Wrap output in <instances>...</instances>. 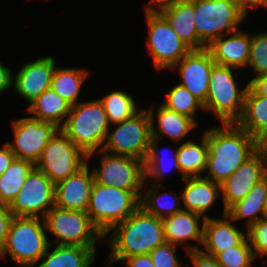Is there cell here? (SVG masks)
Returning <instances> with one entry per match:
<instances>
[{
  "label": "cell",
  "instance_id": "obj_1",
  "mask_svg": "<svg viewBox=\"0 0 267 267\" xmlns=\"http://www.w3.org/2000/svg\"><path fill=\"white\" fill-rule=\"evenodd\" d=\"M208 175L205 178L221 184L261 145L236 123L206 130Z\"/></svg>",
  "mask_w": 267,
  "mask_h": 267
},
{
  "label": "cell",
  "instance_id": "obj_2",
  "mask_svg": "<svg viewBox=\"0 0 267 267\" xmlns=\"http://www.w3.org/2000/svg\"><path fill=\"white\" fill-rule=\"evenodd\" d=\"M112 230L113 235L108 238L109 258L149 254L166 242L162 219L147 213L141 206L109 232Z\"/></svg>",
  "mask_w": 267,
  "mask_h": 267
},
{
  "label": "cell",
  "instance_id": "obj_3",
  "mask_svg": "<svg viewBox=\"0 0 267 267\" xmlns=\"http://www.w3.org/2000/svg\"><path fill=\"white\" fill-rule=\"evenodd\" d=\"M109 128L103 104L97 99L71 106L66 121L60 129L89 160L97 150L103 149Z\"/></svg>",
  "mask_w": 267,
  "mask_h": 267
},
{
  "label": "cell",
  "instance_id": "obj_4",
  "mask_svg": "<svg viewBox=\"0 0 267 267\" xmlns=\"http://www.w3.org/2000/svg\"><path fill=\"white\" fill-rule=\"evenodd\" d=\"M42 222L43 225L40 217L14 216L0 249V258L8 254L18 267H34L51 246L45 233L44 219Z\"/></svg>",
  "mask_w": 267,
  "mask_h": 267
},
{
  "label": "cell",
  "instance_id": "obj_5",
  "mask_svg": "<svg viewBox=\"0 0 267 267\" xmlns=\"http://www.w3.org/2000/svg\"><path fill=\"white\" fill-rule=\"evenodd\" d=\"M141 195L140 191L123 190L94 182L86 212L106 236L116 224L123 222L140 206Z\"/></svg>",
  "mask_w": 267,
  "mask_h": 267
},
{
  "label": "cell",
  "instance_id": "obj_6",
  "mask_svg": "<svg viewBox=\"0 0 267 267\" xmlns=\"http://www.w3.org/2000/svg\"><path fill=\"white\" fill-rule=\"evenodd\" d=\"M233 67L214 64L209 78L204 110H213L222 123H236L241 117L245 94L249 84L242 90L237 88Z\"/></svg>",
  "mask_w": 267,
  "mask_h": 267
},
{
  "label": "cell",
  "instance_id": "obj_7",
  "mask_svg": "<svg viewBox=\"0 0 267 267\" xmlns=\"http://www.w3.org/2000/svg\"><path fill=\"white\" fill-rule=\"evenodd\" d=\"M43 219L46 231L57 237L58 245L96 248L97 239H105L86 211L61 209L54 205Z\"/></svg>",
  "mask_w": 267,
  "mask_h": 267
},
{
  "label": "cell",
  "instance_id": "obj_8",
  "mask_svg": "<svg viewBox=\"0 0 267 267\" xmlns=\"http://www.w3.org/2000/svg\"><path fill=\"white\" fill-rule=\"evenodd\" d=\"M194 12L195 29L205 47L223 36V31H237L245 18L232 0H194Z\"/></svg>",
  "mask_w": 267,
  "mask_h": 267
},
{
  "label": "cell",
  "instance_id": "obj_9",
  "mask_svg": "<svg viewBox=\"0 0 267 267\" xmlns=\"http://www.w3.org/2000/svg\"><path fill=\"white\" fill-rule=\"evenodd\" d=\"M108 131L103 151L113 155L130 156L145 161L151 139V118L148 110H141L133 117L114 124Z\"/></svg>",
  "mask_w": 267,
  "mask_h": 267
},
{
  "label": "cell",
  "instance_id": "obj_10",
  "mask_svg": "<svg viewBox=\"0 0 267 267\" xmlns=\"http://www.w3.org/2000/svg\"><path fill=\"white\" fill-rule=\"evenodd\" d=\"M87 161V155L59 129L43 149L35 167L56 184L78 171Z\"/></svg>",
  "mask_w": 267,
  "mask_h": 267
},
{
  "label": "cell",
  "instance_id": "obj_11",
  "mask_svg": "<svg viewBox=\"0 0 267 267\" xmlns=\"http://www.w3.org/2000/svg\"><path fill=\"white\" fill-rule=\"evenodd\" d=\"M148 27L147 46L157 69L172 68L191 49L174 32L158 11H145Z\"/></svg>",
  "mask_w": 267,
  "mask_h": 267
},
{
  "label": "cell",
  "instance_id": "obj_12",
  "mask_svg": "<svg viewBox=\"0 0 267 267\" xmlns=\"http://www.w3.org/2000/svg\"><path fill=\"white\" fill-rule=\"evenodd\" d=\"M101 153V168L92 169L94 182L129 191H142L145 179V164L130 156Z\"/></svg>",
  "mask_w": 267,
  "mask_h": 267
},
{
  "label": "cell",
  "instance_id": "obj_13",
  "mask_svg": "<svg viewBox=\"0 0 267 267\" xmlns=\"http://www.w3.org/2000/svg\"><path fill=\"white\" fill-rule=\"evenodd\" d=\"M54 190L55 184L42 171L34 167L9 205L12 215L44 218L54 206Z\"/></svg>",
  "mask_w": 267,
  "mask_h": 267
},
{
  "label": "cell",
  "instance_id": "obj_14",
  "mask_svg": "<svg viewBox=\"0 0 267 267\" xmlns=\"http://www.w3.org/2000/svg\"><path fill=\"white\" fill-rule=\"evenodd\" d=\"M14 143L7 142L14 156L34 164L40 159L43 149L60 129L54 123L42 122L31 117L14 120Z\"/></svg>",
  "mask_w": 267,
  "mask_h": 267
},
{
  "label": "cell",
  "instance_id": "obj_15",
  "mask_svg": "<svg viewBox=\"0 0 267 267\" xmlns=\"http://www.w3.org/2000/svg\"><path fill=\"white\" fill-rule=\"evenodd\" d=\"M267 175V145H261L224 182L220 184L224 211L244 199L253 186Z\"/></svg>",
  "mask_w": 267,
  "mask_h": 267
},
{
  "label": "cell",
  "instance_id": "obj_16",
  "mask_svg": "<svg viewBox=\"0 0 267 267\" xmlns=\"http://www.w3.org/2000/svg\"><path fill=\"white\" fill-rule=\"evenodd\" d=\"M214 64L211 53L207 48H204L190 50L172 67L173 70L178 68L177 70L182 78L179 84L185 87L203 105L207 98L210 73Z\"/></svg>",
  "mask_w": 267,
  "mask_h": 267
},
{
  "label": "cell",
  "instance_id": "obj_17",
  "mask_svg": "<svg viewBox=\"0 0 267 267\" xmlns=\"http://www.w3.org/2000/svg\"><path fill=\"white\" fill-rule=\"evenodd\" d=\"M94 185L88 162L71 176L55 184L54 205L61 209L86 211Z\"/></svg>",
  "mask_w": 267,
  "mask_h": 267
},
{
  "label": "cell",
  "instance_id": "obj_18",
  "mask_svg": "<svg viewBox=\"0 0 267 267\" xmlns=\"http://www.w3.org/2000/svg\"><path fill=\"white\" fill-rule=\"evenodd\" d=\"M56 62L53 57H43L25 64L17 75H13L15 90L31 103L46 89L51 88V81Z\"/></svg>",
  "mask_w": 267,
  "mask_h": 267
},
{
  "label": "cell",
  "instance_id": "obj_19",
  "mask_svg": "<svg viewBox=\"0 0 267 267\" xmlns=\"http://www.w3.org/2000/svg\"><path fill=\"white\" fill-rule=\"evenodd\" d=\"M232 221L227 213L224 214V218L208 217L203 220L202 244L205 246V251L200 249L203 254L215 257L218 253L239 245L247 237V234L231 224Z\"/></svg>",
  "mask_w": 267,
  "mask_h": 267
},
{
  "label": "cell",
  "instance_id": "obj_20",
  "mask_svg": "<svg viewBox=\"0 0 267 267\" xmlns=\"http://www.w3.org/2000/svg\"><path fill=\"white\" fill-rule=\"evenodd\" d=\"M179 38L191 49L206 48L198 38L194 24V0H178L157 10Z\"/></svg>",
  "mask_w": 267,
  "mask_h": 267
},
{
  "label": "cell",
  "instance_id": "obj_21",
  "mask_svg": "<svg viewBox=\"0 0 267 267\" xmlns=\"http://www.w3.org/2000/svg\"><path fill=\"white\" fill-rule=\"evenodd\" d=\"M251 36L239 30L230 33V37L223 36L214 40L208 47L212 59L216 64L238 69L246 67L249 61Z\"/></svg>",
  "mask_w": 267,
  "mask_h": 267
},
{
  "label": "cell",
  "instance_id": "obj_22",
  "mask_svg": "<svg viewBox=\"0 0 267 267\" xmlns=\"http://www.w3.org/2000/svg\"><path fill=\"white\" fill-rule=\"evenodd\" d=\"M236 124L260 145H267V97L256 94L248 86L243 111Z\"/></svg>",
  "mask_w": 267,
  "mask_h": 267
},
{
  "label": "cell",
  "instance_id": "obj_23",
  "mask_svg": "<svg viewBox=\"0 0 267 267\" xmlns=\"http://www.w3.org/2000/svg\"><path fill=\"white\" fill-rule=\"evenodd\" d=\"M186 187L180 195L186 211L195 212L208 218L205 214L210 206L216 201L221 192L220 184L205 177L184 178Z\"/></svg>",
  "mask_w": 267,
  "mask_h": 267
},
{
  "label": "cell",
  "instance_id": "obj_24",
  "mask_svg": "<svg viewBox=\"0 0 267 267\" xmlns=\"http://www.w3.org/2000/svg\"><path fill=\"white\" fill-rule=\"evenodd\" d=\"M203 217L195 212L181 210L162 219L166 242L184 244L187 240L203 243V224L200 229L199 220Z\"/></svg>",
  "mask_w": 267,
  "mask_h": 267
},
{
  "label": "cell",
  "instance_id": "obj_25",
  "mask_svg": "<svg viewBox=\"0 0 267 267\" xmlns=\"http://www.w3.org/2000/svg\"><path fill=\"white\" fill-rule=\"evenodd\" d=\"M153 110V107L148 110L151 118V137L153 138L160 140V135L164 134L174 141H179L197 125V121L160 105L156 112L158 128H155ZM156 129L159 130V133Z\"/></svg>",
  "mask_w": 267,
  "mask_h": 267
},
{
  "label": "cell",
  "instance_id": "obj_26",
  "mask_svg": "<svg viewBox=\"0 0 267 267\" xmlns=\"http://www.w3.org/2000/svg\"><path fill=\"white\" fill-rule=\"evenodd\" d=\"M71 105L58 95L52 88L46 89L28 106L27 111L34 114L35 119L54 123L61 128L70 112ZM64 122L61 124V121Z\"/></svg>",
  "mask_w": 267,
  "mask_h": 267
},
{
  "label": "cell",
  "instance_id": "obj_27",
  "mask_svg": "<svg viewBox=\"0 0 267 267\" xmlns=\"http://www.w3.org/2000/svg\"><path fill=\"white\" fill-rule=\"evenodd\" d=\"M266 199L267 175L253 186L244 199L232 205L227 210V214L233 221L248 218L246 227L249 228L262 218ZM260 213L261 215H258Z\"/></svg>",
  "mask_w": 267,
  "mask_h": 267
},
{
  "label": "cell",
  "instance_id": "obj_28",
  "mask_svg": "<svg viewBox=\"0 0 267 267\" xmlns=\"http://www.w3.org/2000/svg\"><path fill=\"white\" fill-rule=\"evenodd\" d=\"M41 257L38 267H90L95 259V248L56 244L55 249Z\"/></svg>",
  "mask_w": 267,
  "mask_h": 267
},
{
  "label": "cell",
  "instance_id": "obj_29",
  "mask_svg": "<svg viewBox=\"0 0 267 267\" xmlns=\"http://www.w3.org/2000/svg\"><path fill=\"white\" fill-rule=\"evenodd\" d=\"M177 163L181 178L200 177V173L206 170L207 144L206 133L203 135L202 142L196 144L188 141L180 145L177 149Z\"/></svg>",
  "mask_w": 267,
  "mask_h": 267
},
{
  "label": "cell",
  "instance_id": "obj_30",
  "mask_svg": "<svg viewBox=\"0 0 267 267\" xmlns=\"http://www.w3.org/2000/svg\"><path fill=\"white\" fill-rule=\"evenodd\" d=\"M86 69L58 68L56 66L51 88L71 106L76 105L82 84L88 76Z\"/></svg>",
  "mask_w": 267,
  "mask_h": 267
},
{
  "label": "cell",
  "instance_id": "obj_31",
  "mask_svg": "<svg viewBox=\"0 0 267 267\" xmlns=\"http://www.w3.org/2000/svg\"><path fill=\"white\" fill-rule=\"evenodd\" d=\"M35 164L27 159L15 158L9 168L0 175V201L8 205L15 199Z\"/></svg>",
  "mask_w": 267,
  "mask_h": 267
},
{
  "label": "cell",
  "instance_id": "obj_32",
  "mask_svg": "<svg viewBox=\"0 0 267 267\" xmlns=\"http://www.w3.org/2000/svg\"><path fill=\"white\" fill-rule=\"evenodd\" d=\"M99 100L103 104L109 124L120 123L139 112L134 98L123 91L111 92Z\"/></svg>",
  "mask_w": 267,
  "mask_h": 267
},
{
  "label": "cell",
  "instance_id": "obj_33",
  "mask_svg": "<svg viewBox=\"0 0 267 267\" xmlns=\"http://www.w3.org/2000/svg\"><path fill=\"white\" fill-rule=\"evenodd\" d=\"M158 187V184H153V186H151V189H149L150 191L147 190L141 195L140 206L147 213L163 219L183 210L182 208L178 207L181 203L178 200L179 196H176L171 192L168 193L167 195H170L169 197L171 198V200H174L171 204V201L169 202L168 200H164V193L158 195V192L160 190Z\"/></svg>",
  "mask_w": 267,
  "mask_h": 267
},
{
  "label": "cell",
  "instance_id": "obj_34",
  "mask_svg": "<svg viewBox=\"0 0 267 267\" xmlns=\"http://www.w3.org/2000/svg\"><path fill=\"white\" fill-rule=\"evenodd\" d=\"M166 97V102L162 104L164 107L183 114L194 121L196 110L199 108L204 109L203 104L180 84L170 89Z\"/></svg>",
  "mask_w": 267,
  "mask_h": 267
},
{
  "label": "cell",
  "instance_id": "obj_35",
  "mask_svg": "<svg viewBox=\"0 0 267 267\" xmlns=\"http://www.w3.org/2000/svg\"><path fill=\"white\" fill-rule=\"evenodd\" d=\"M158 142L159 139L151 137L149 151L144 161L145 179L150 177V179H152L151 183H153L154 181V184H158V182L162 183V180H164L165 176L164 174L167 172L166 169H168L169 166L173 167V169H175L176 171H180L177 163V151H173L172 153V164L167 166V168L166 165H163L164 159L160 157L161 155L159 154L160 152L157 148Z\"/></svg>",
  "mask_w": 267,
  "mask_h": 267
},
{
  "label": "cell",
  "instance_id": "obj_36",
  "mask_svg": "<svg viewBox=\"0 0 267 267\" xmlns=\"http://www.w3.org/2000/svg\"><path fill=\"white\" fill-rule=\"evenodd\" d=\"M214 258L222 267H252L251 263L256 259L248 237L239 245L218 253Z\"/></svg>",
  "mask_w": 267,
  "mask_h": 267
},
{
  "label": "cell",
  "instance_id": "obj_37",
  "mask_svg": "<svg viewBox=\"0 0 267 267\" xmlns=\"http://www.w3.org/2000/svg\"><path fill=\"white\" fill-rule=\"evenodd\" d=\"M256 76L267 74V32L251 35L249 61Z\"/></svg>",
  "mask_w": 267,
  "mask_h": 267
},
{
  "label": "cell",
  "instance_id": "obj_38",
  "mask_svg": "<svg viewBox=\"0 0 267 267\" xmlns=\"http://www.w3.org/2000/svg\"><path fill=\"white\" fill-rule=\"evenodd\" d=\"M254 257H267V220L261 218L246 229Z\"/></svg>",
  "mask_w": 267,
  "mask_h": 267
},
{
  "label": "cell",
  "instance_id": "obj_39",
  "mask_svg": "<svg viewBox=\"0 0 267 267\" xmlns=\"http://www.w3.org/2000/svg\"><path fill=\"white\" fill-rule=\"evenodd\" d=\"M176 246L178 245L164 242L154 248L149 253L154 267H181L179 259L176 256Z\"/></svg>",
  "mask_w": 267,
  "mask_h": 267
},
{
  "label": "cell",
  "instance_id": "obj_40",
  "mask_svg": "<svg viewBox=\"0 0 267 267\" xmlns=\"http://www.w3.org/2000/svg\"><path fill=\"white\" fill-rule=\"evenodd\" d=\"M195 267H222L214 257L203 254L198 247H185Z\"/></svg>",
  "mask_w": 267,
  "mask_h": 267
},
{
  "label": "cell",
  "instance_id": "obj_41",
  "mask_svg": "<svg viewBox=\"0 0 267 267\" xmlns=\"http://www.w3.org/2000/svg\"><path fill=\"white\" fill-rule=\"evenodd\" d=\"M13 217L9 205L0 201V249L5 243Z\"/></svg>",
  "mask_w": 267,
  "mask_h": 267
},
{
  "label": "cell",
  "instance_id": "obj_42",
  "mask_svg": "<svg viewBox=\"0 0 267 267\" xmlns=\"http://www.w3.org/2000/svg\"><path fill=\"white\" fill-rule=\"evenodd\" d=\"M110 262L125 261L126 267H154L149 254L133 255L126 258H110Z\"/></svg>",
  "mask_w": 267,
  "mask_h": 267
},
{
  "label": "cell",
  "instance_id": "obj_43",
  "mask_svg": "<svg viewBox=\"0 0 267 267\" xmlns=\"http://www.w3.org/2000/svg\"><path fill=\"white\" fill-rule=\"evenodd\" d=\"M248 84L256 94L267 97V74L255 76Z\"/></svg>",
  "mask_w": 267,
  "mask_h": 267
},
{
  "label": "cell",
  "instance_id": "obj_44",
  "mask_svg": "<svg viewBox=\"0 0 267 267\" xmlns=\"http://www.w3.org/2000/svg\"><path fill=\"white\" fill-rule=\"evenodd\" d=\"M15 158L9 145L7 143L4 144L3 148L0 149V175L9 168Z\"/></svg>",
  "mask_w": 267,
  "mask_h": 267
},
{
  "label": "cell",
  "instance_id": "obj_45",
  "mask_svg": "<svg viewBox=\"0 0 267 267\" xmlns=\"http://www.w3.org/2000/svg\"><path fill=\"white\" fill-rule=\"evenodd\" d=\"M236 7L247 17L248 7L255 8L256 6L267 7V0H232Z\"/></svg>",
  "mask_w": 267,
  "mask_h": 267
},
{
  "label": "cell",
  "instance_id": "obj_46",
  "mask_svg": "<svg viewBox=\"0 0 267 267\" xmlns=\"http://www.w3.org/2000/svg\"><path fill=\"white\" fill-rule=\"evenodd\" d=\"M13 74L10 68H7L0 62V93L8 90L12 86Z\"/></svg>",
  "mask_w": 267,
  "mask_h": 267
},
{
  "label": "cell",
  "instance_id": "obj_47",
  "mask_svg": "<svg viewBox=\"0 0 267 267\" xmlns=\"http://www.w3.org/2000/svg\"><path fill=\"white\" fill-rule=\"evenodd\" d=\"M178 0H152V3L158 4V9L153 8V6H146L145 11H157L162 7L174 4Z\"/></svg>",
  "mask_w": 267,
  "mask_h": 267
},
{
  "label": "cell",
  "instance_id": "obj_48",
  "mask_svg": "<svg viewBox=\"0 0 267 267\" xmlns=\"http://www.w3.org/2000/svg\"><path fill=\"white\" fill-rule=\"evenodd\" d=\"M262 218L267 220V199L265 201V206H264Z\"/></svg>",
  "mask_w": 267,
  "mask_h": 267
}]
</instances>
